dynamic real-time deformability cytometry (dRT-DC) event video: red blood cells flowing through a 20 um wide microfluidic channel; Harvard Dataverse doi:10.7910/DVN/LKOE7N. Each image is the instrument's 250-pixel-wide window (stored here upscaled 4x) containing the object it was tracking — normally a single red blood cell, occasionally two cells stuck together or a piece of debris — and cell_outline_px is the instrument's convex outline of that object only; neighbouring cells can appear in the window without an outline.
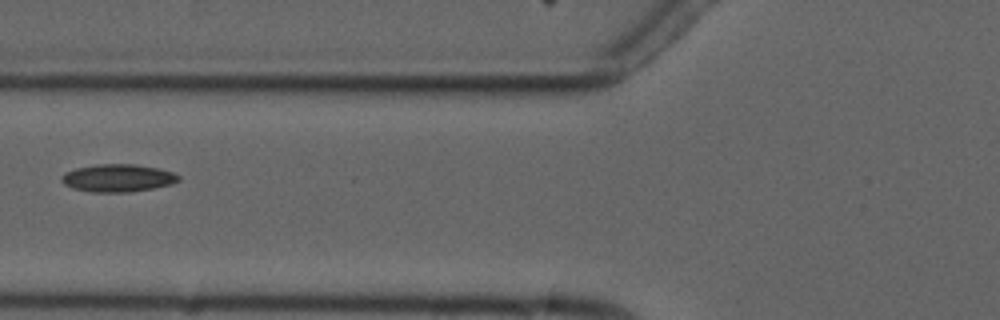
{"species": "common noctule bat (a hibernating species)", "species_latin": "Nyctalus noctula", "temperature_condition": "cold", "stored_images_in_passage": 4, "camera_frame_rate_fps": 3000, "um_per_image_px": 0.085, "animal": {"sex": "male", "forearm_length_mm": 52.5}, "frame": {"image": 1, "passage_image": 3, "time_ms": 2.333, "image_size_px": [1000, 320], "cell_outline_px": [[180, 180], [172, 184], [152, 188], [128, 192], [88, 192], [72, 188], [64, 184], [60, 180], [60, 176], [64, 172], [76, 168], [96, 164], [132, 164], [156, 168], [172, 172], [180, 176]], "centroid_in_image_um": [9.96, 15.13], "position_along_channel_um": 115.8, "area_um2": 18.9}}
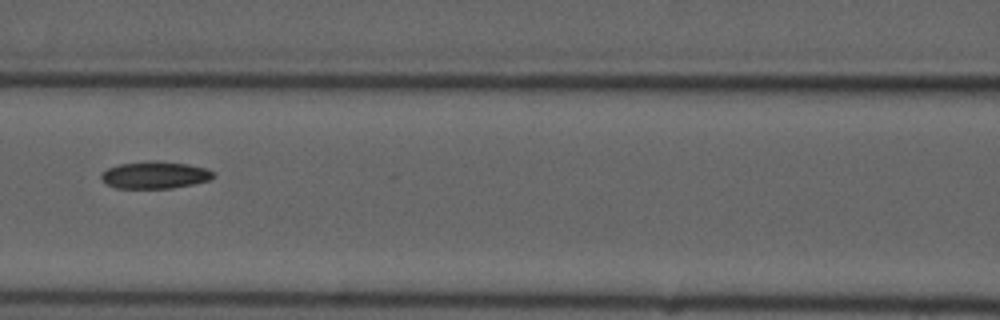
{"frame": {"image": 2, "passage_image": 4, "time_ms": 3.333, "image_size_px": [1000, 320], "cell_outline_px": [[216, 176], [208, 180], [192, 184], [172, 188], [116, 188], [104, 184], [100, 176], [108, 168], [120, 164], [188, 164], [204, 168], [212, 172]], "centroid_in_image_um": [13.14, 14.94], "position_along_channel_um": 153.5, "area_um2": 16.65}}